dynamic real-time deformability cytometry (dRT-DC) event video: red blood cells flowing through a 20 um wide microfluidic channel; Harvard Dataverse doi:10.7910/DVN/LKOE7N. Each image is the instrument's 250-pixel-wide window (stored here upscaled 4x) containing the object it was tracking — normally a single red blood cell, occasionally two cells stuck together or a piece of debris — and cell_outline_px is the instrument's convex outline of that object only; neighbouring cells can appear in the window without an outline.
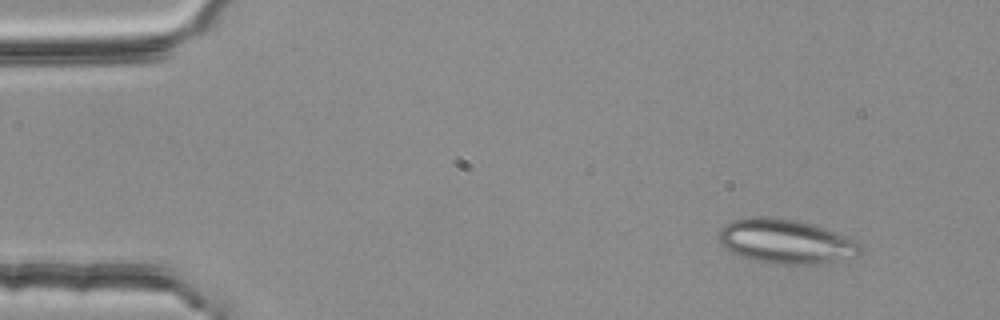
{"species": "common noctule bat (a hibernating species)", "species_latin": "Nyctalus noctula", "temperature_condition": "room temperature", "stored_images_in_passage": 3, "camera_frame_rate_fps": 3000, "um_per_image_px": 0.085, "animal": {"sex": "female", "body_mass_g": 25.1}, "frame": {"image": 1, "passage_image": 1, "time_ms": 0.0, "image_size_px": [1000, 320], "cell_outline_px": [[860, 256], [832, 264], [776, 264], [752, 260], [732, 252], [724, 248], [720, 240], [720, 228], [724, 224], [732, 220], [752, 216], [772, 216], [796, 220], [816, 224], [852, 236], [860, 240]], "centroid_in_image_um": [66.92, 20.52], "position_along_channel_um": 18.1, "area_um2": 37.8}}